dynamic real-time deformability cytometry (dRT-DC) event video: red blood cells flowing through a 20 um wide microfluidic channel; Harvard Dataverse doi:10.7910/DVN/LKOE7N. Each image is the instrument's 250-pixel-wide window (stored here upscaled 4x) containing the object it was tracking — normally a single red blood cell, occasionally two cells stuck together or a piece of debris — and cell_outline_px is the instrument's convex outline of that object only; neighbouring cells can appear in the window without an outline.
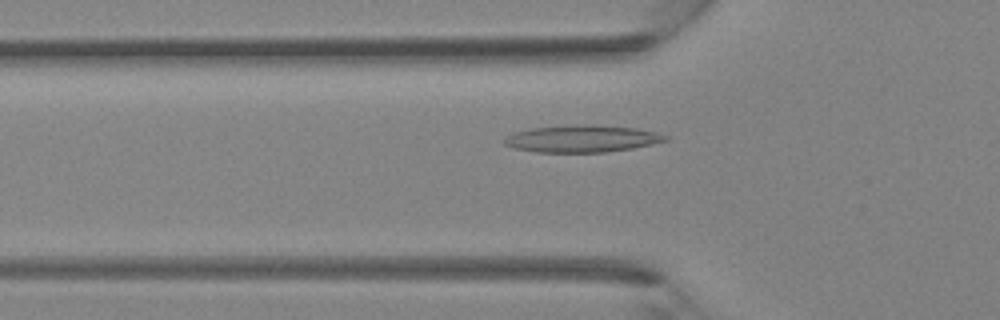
{"species": "Egyptian fruit bat (a non-hibernating species)", "species_latin": "Rousettus aegyptiacus", "temperature_condition": "room temperature", "stored_images_in_passage": 39, "camera_frame_rate_fps": 3000, "um_per_image_px": 0.085, "animal": {"sex": "female"}, "frame": {"image": 1, "passage_image": 13, "time_ms": 4.0, "image_size_px": [1000, 320], "cell_outline_px": [[668, 140], [652, 144], [632, 148], [604, 152], [536, 152], [512, 148], [504, 144], [500, 140], [504, 136], [512, 132], [532, 128], [576, 124], [636, 128], [668, 136]], "centroid_in_image_um": [49.35, 11.79], "position_along_channel_um": 76.4, "area_um2": 25.37}}
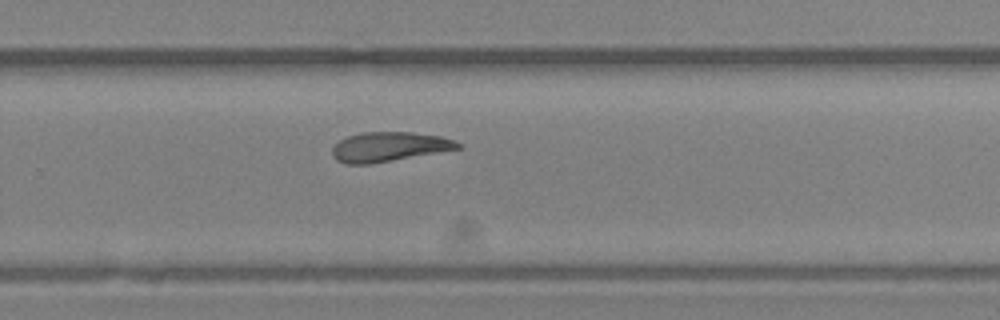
{"frame": {"image": 2, "passage_image": 26, "time_ms": 8.333, "image_size_px": [1000, 320], "cell_outline_px": [[464, 148], [368, 164], [344, 164], [336, 160], [332, 156], [332, 148], [340, 140], [348, 136], [364, 132], [412, 132], [440, 136], [464, 144]], "centroid_in_image_um": [33.09, 12.48], "position_along_channel_um": 296.7, "area_um2": 21.62}}
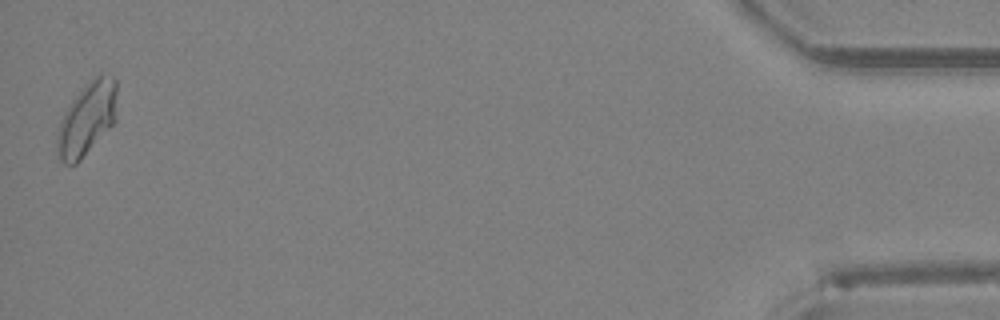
{"frame": {"image": 3, "passage_image": 39, "time_ms": 12.667, "image_size_px": [1000, 320], "cell_outline_px": [[116, 120], [80, 160], [76, 164], [64, 164], [60, 160], [56, 152], [56, 136], [64, 112], [72, 100], [84, 84], [92, 76], [112, 76], [116, 80]], "centroid_in_image_um": [7.37, 10.09], "position_along_channel_um": 427.8, "area_um2": 25.37}}